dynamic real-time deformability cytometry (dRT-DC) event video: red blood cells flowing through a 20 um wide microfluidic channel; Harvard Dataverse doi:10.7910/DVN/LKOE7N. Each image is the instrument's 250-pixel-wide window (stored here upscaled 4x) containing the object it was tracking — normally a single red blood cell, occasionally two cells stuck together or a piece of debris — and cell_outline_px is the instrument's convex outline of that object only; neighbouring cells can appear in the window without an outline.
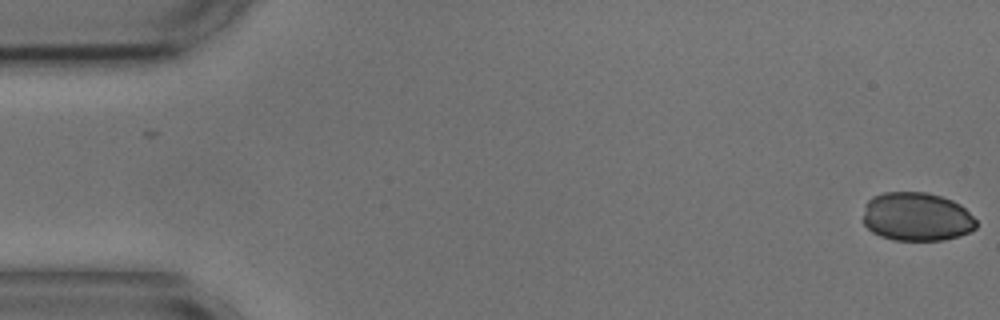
{"species": "common noctule bat (a hibernating species)", "species_latin": "Nyctalus noctula", "temperature_condition": "cold", "stored_images_in_passage": 55, "camera_frame_rate_fps": 3000, "um_per_image_px": 0.085, "animal": {"sex": "male", "body_mass_g": 17.9, "forearm_length_mm": 54.2}, "frame": {"image": 1, "passage_image": 1, "time_ms": 0.0, "image_size_px": [1000, 320], "cell_outline_px": [[976, 228], [960, 236], [944, 240], [892, 240], [880, 236], [872, 232], [864, 224], [864, 204], [872, 196], [884, 192], [928, 192], [952, 200], [960, 204], [976, 220]], "centroid_in_image_um": [77.9, 18.42], "position_along_channel_um": 7.1, "area_um2": 32.25}}